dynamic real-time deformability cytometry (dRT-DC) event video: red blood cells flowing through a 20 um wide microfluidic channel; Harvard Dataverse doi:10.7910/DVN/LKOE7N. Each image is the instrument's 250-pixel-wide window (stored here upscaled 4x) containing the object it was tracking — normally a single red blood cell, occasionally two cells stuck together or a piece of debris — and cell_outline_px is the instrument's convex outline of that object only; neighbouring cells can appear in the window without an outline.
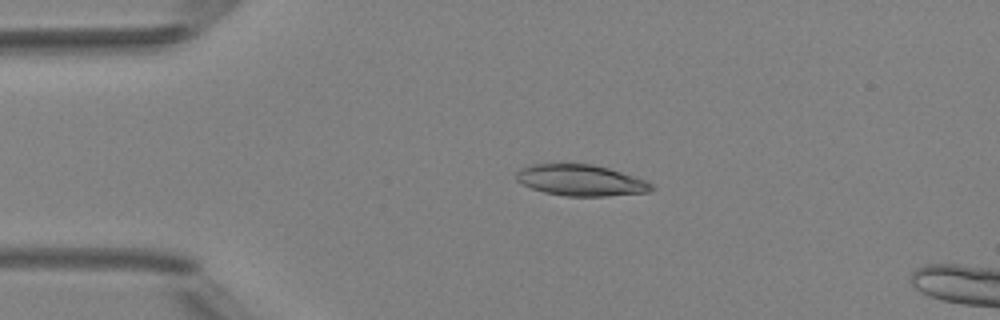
{"species": "Egyptian fruit bat (a non-hibernating species)", "species_latin": "Rousettus aegyptiacus", "temperature_condition": "room temperature", "stored_images_in_passage": 3, "camera_frame_rate_fps": 3000, "um_per_image_px": 0.085, "animal": {"sex": "female"}, "frame": {"image": 1, "passage_image": 1, "time_ms": 0.0, "image_size_px": [1000, 320], "cell_outline_px": [[656, 188], [648, 192], [604, 196], [564, 196], [544, 192], [532, 188], [516, 180], [516, 172], [520, 168], [532, 164], [592, 164], [608, 168], [648, 180]], "centroid_in_image_um": [49.39, 15.32], "position_along_channel_um": 35.6, "area_um2": 24.57}}